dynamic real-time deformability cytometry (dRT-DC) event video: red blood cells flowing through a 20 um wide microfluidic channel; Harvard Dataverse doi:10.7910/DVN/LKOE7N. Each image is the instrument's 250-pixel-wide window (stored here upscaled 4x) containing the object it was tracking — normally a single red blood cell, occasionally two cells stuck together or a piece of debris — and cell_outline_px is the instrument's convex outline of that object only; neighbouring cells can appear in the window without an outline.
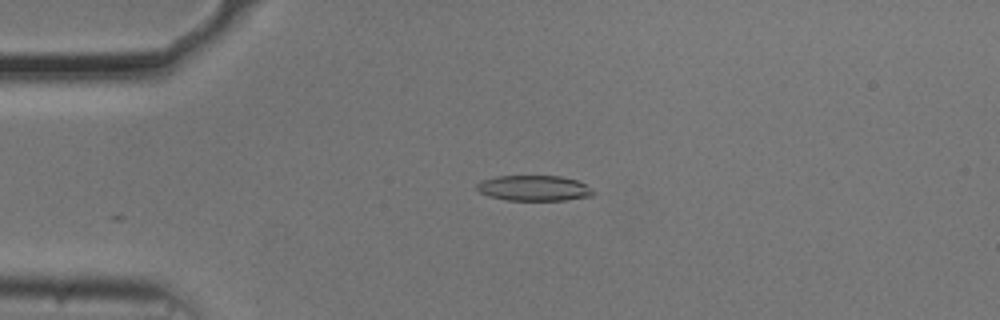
{"species": "common noctule bat (a hibernating species)", "species_latin": "Nyctalus noctula", "temperature_condition": "cold", "stored_images_in_passage": 49, "camera_frame_rate_fps": 3000, "um_per_image_px": 0.085, "animal": {"sex": "male", "body_mass_g": 20.5, "forearm_length_mm": 52.5}, "frame": {"image": 1, "passage_image": 7, "time_ms": 2.0, "image_size_px": [1000, 320], "cell_outline_px": [[596, 192], [592, 196], [564, 200], [504, 200], [488, 196], [480, 192], [476, 188], [476, 184], [480, 180], [496, 176], [560, 176], [576, 180], [584, 184]], "centroid_in_image_um": [45.35, 15.99], "position_along_channel_um": 39.6, "area_um2": 17.34}}
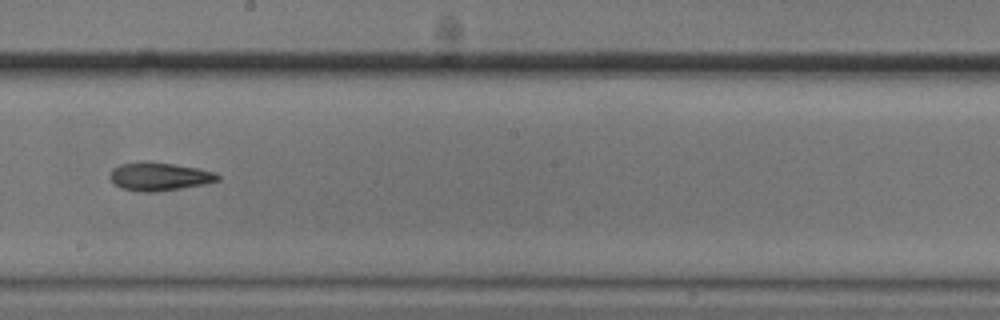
{"frame": {"image": 2, "passage_image": 25, "time_ms": 8.0, "image_size_px": [1000, 320], "cell_outline_px": [[220, 180], [204, 184], [156, 192], [144, 192], [120, 188], [112, 180], [112, 168], [120, 164], [144, 160], [200, 168], [216, 172], [220, 176]], "centroid_in_image_um": [13.57, 14.99], "position_along_channel_um": 234.6, "area_um2": 17.74}}
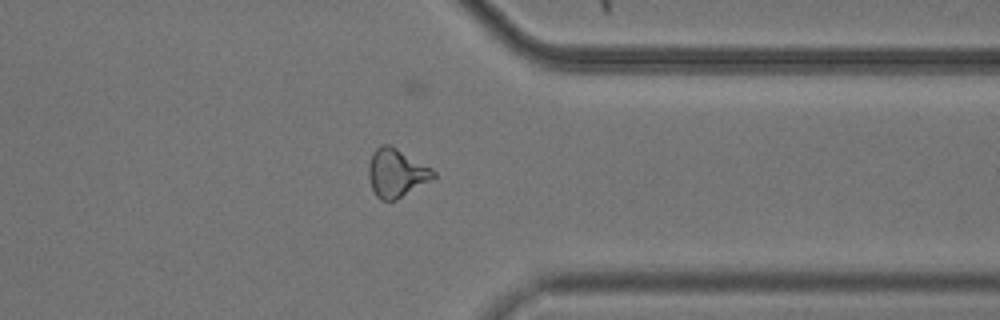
{"frame": {"image": 3, "passage_image": 37, "time_ms": 12.0, "image_size_px": [1000, 320], "cell_outline_px": [[436, 176], [432, 180], [396, 200], [380, 200], [376, 196], [372, 188], [368, 176], [368, 164], [372, 152], [380, 144], [388, 144], [396, 148], [432, 168], [436, 172]], "centroid_in_image_um": [33.68, 14.7], "position_along_channel_um": 377.7, "area_um2": 18.32}, "authors_computed_cell_mechanics": {"area_um2": 17.9758, "velocity_mm_per_s": 3.7132, "shape_relaxation_time_tau1_ms": 4.1836, "shape_relaxation_time_tau2_ms": 5.6347, "deformation_change_tau1": 0.126, "deformation_change_tau2": 0.1571}}